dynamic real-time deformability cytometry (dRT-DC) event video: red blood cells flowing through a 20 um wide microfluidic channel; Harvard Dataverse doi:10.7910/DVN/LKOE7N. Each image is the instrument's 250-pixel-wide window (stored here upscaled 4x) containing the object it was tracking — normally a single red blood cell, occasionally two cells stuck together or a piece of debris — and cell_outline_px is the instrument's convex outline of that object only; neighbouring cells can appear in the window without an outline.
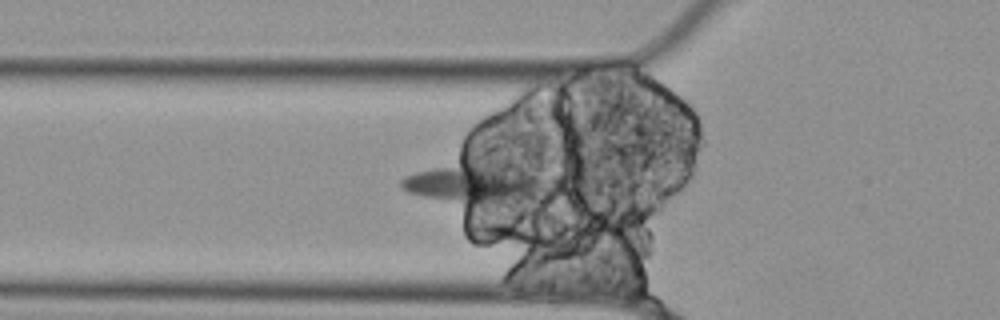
{"species": "Egyptian fruit bat (a non-hibernating species)", "species_latin": "Rousettus aegyptiacus", "temperature_condition": "cold", "stored_images_in_passage": 43, "camera_frame_rate_fps": 3000, "um_per_image_px": 0.085, "animal": {"sex": "female"}, "frame": {"image": 1, "passage_image": 12, "time_ms": 3.667, "image_size_px": [1000, 320], "cell_outline_px": [[548, 184], [532, 200], [476, 204], [472, 204], [424, 196], [408, 192], [400, 188], [400, 180], [404, 176], [416, 172], [476, 156], [532, 176]], "centroid_in_image_um": [40.24, 15.54], "position_along_channel_um": 85.6, "area_um2": 33.29}}
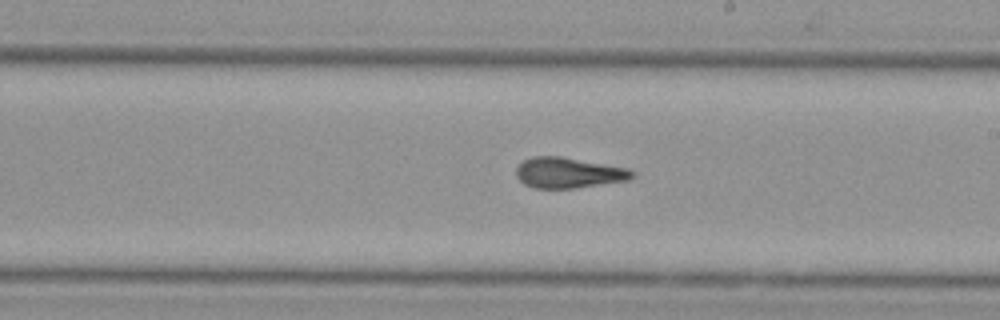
{"frame": {"image": 2, "passage_image": 25, "time_ms": 8.0, "image_size_px": [1000, 320], "cell_outline_px": [[636, 176], [628, 180], [572, 188], [536, 188], [524, 184], [516, 176], [516, 168], [524, 160], [532, 156], [560, 156], [628, 168], [636, 172]], "centroid_in_image_um": [48.33, 14.68], "position_along_channel_um": 240.7, "area_um2": 20.58}}
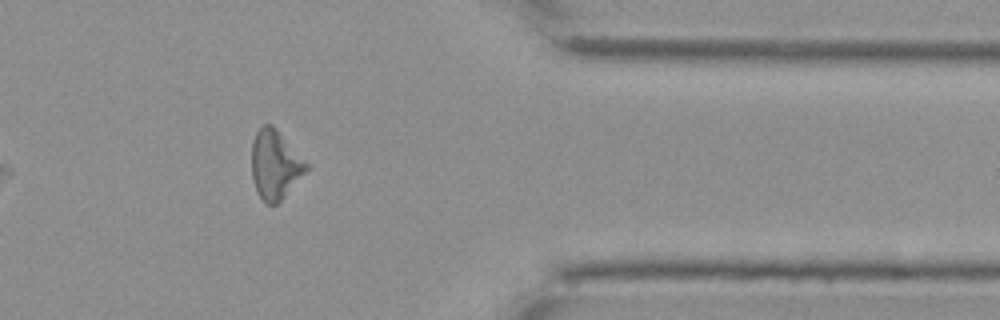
{"frame": {"image": 3, "passage_image": 39, "time_ms": 12.667, "image_size_px": [1000, 320], "cell_outline_px": [[308, 168], [284, 196], [276, 204], [268, 204], [260, 196], [256, 188], [252, 176], [252, 140], [256, 132], [264, 124], [272, 124], [276, 128], [308, 164]], "centroid_in_image_um": [23.36, 13.96], "position_along_channel_um": 388.0, "area_um2": 21.39}, "authors_computed_cell_mechanics": {"area_um2": 21.5594, "velocity_mm_per_s": 3.5251, "shape_relaxation_time_tau1_ms": null, "shape_relaxation_time_tau2_ms": 4.8598, "deformation_change_tau1": null, "deformation_change_tau2": 0.122}}